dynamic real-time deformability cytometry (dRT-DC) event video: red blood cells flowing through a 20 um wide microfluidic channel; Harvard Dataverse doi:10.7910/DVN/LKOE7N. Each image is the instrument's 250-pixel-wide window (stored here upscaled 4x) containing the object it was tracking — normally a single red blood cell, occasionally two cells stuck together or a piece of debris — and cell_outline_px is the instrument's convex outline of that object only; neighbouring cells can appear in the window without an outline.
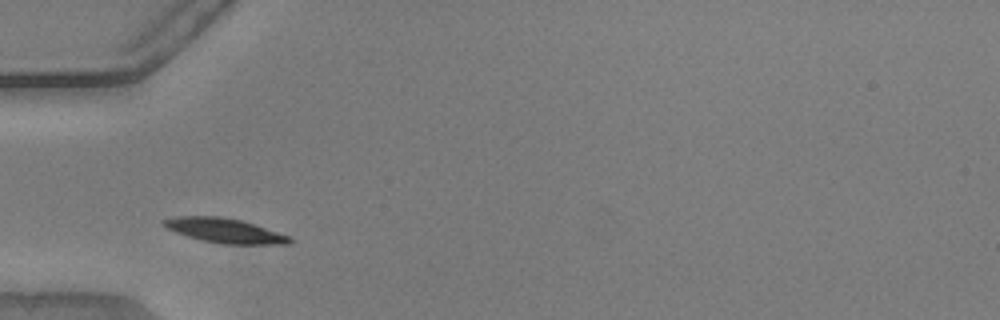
{"species": "common noctule bat (a hibernating species)", "species_latin": "Nyctalus noctula", "temperature_condition": "warm", "stored_images_in_passage": 33, "camera_frame_rate_fps": 3000, "um_per_image_px": 0.085, "animal": {"sex": "male", "body_mass_g": 20.5, "forearm_length_mm": 52.5}, "frame": {"image": 1, "passage_image": 2, "time_ms": 0.333, "image_size_px": [1000, 320], "cell_outline_px": [[292, 244], [220, 244], [188, 236], [164, 228], [160, 224], [160, 220], [176, 216], [220, 216], [244, 220], [292, 236]], "centroid_in_image_um": [19.11, 19.59], "position_along_channel_um": 65.9, "area_um2": 18.44}}
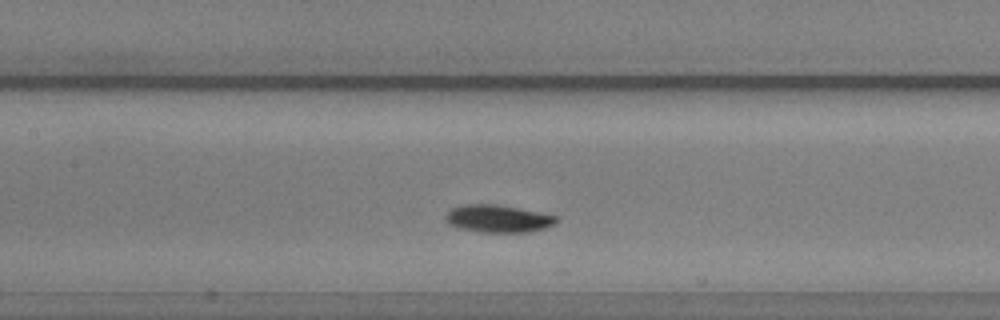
{"frame": {"image": 2, "passage_image": 10, "time_ms": 3.0, "image_size_px": [1000, 320], "cell_outline_px": [[560, 220], [556, 224], [544, 228], [528, 232], [480, 232], [456, 228], [448, 224], [444, 220], [444, 216], [452, 208], [464, 204], [496, 204], [556, 216]], "centroid_in_image_um": [42.28, 18.59], "position_along_channel_um": 165.1, "area_um2": 17.8}}
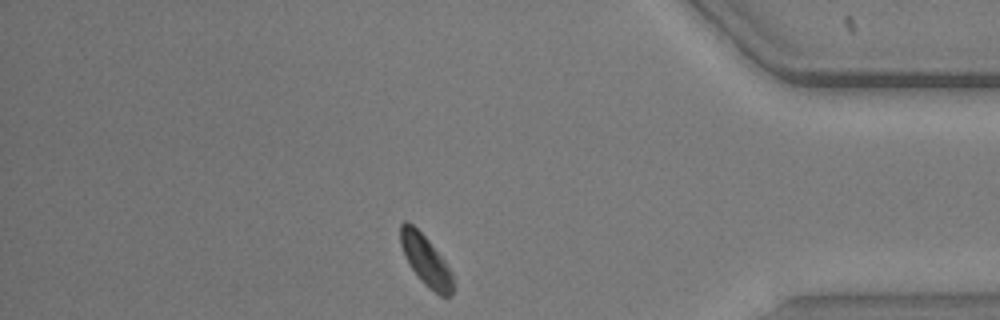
{"frame": {"image": 3, "passage_image": 31, "time_ms": 10.0, "image_size_px": [1000, 320], "cell_outline_px": [[452, 292], [448, 296], [440, 296], [428, 288], [424, 284], [408, 264], [404, 256], [400, 244], [400, 224], [404, 220], [408, 220], [428, 240], [448, 264], [452, 272]], "centroid_in_image_um": [36.16, 22.12], "position_along_channel_um": 399.0, "area_um2": 15.43}, "authors_computed_cell_mechanics": {"area_um2": 16.762, "velocity_mm_per_s": 3.7608, "shape_relaxation_time_tau1_ms": 1.3754, "shape_relaxation_time_tau2_ms": null, "deformation_change_tau1": 0.0859, "deformation_change_tau2": null}}